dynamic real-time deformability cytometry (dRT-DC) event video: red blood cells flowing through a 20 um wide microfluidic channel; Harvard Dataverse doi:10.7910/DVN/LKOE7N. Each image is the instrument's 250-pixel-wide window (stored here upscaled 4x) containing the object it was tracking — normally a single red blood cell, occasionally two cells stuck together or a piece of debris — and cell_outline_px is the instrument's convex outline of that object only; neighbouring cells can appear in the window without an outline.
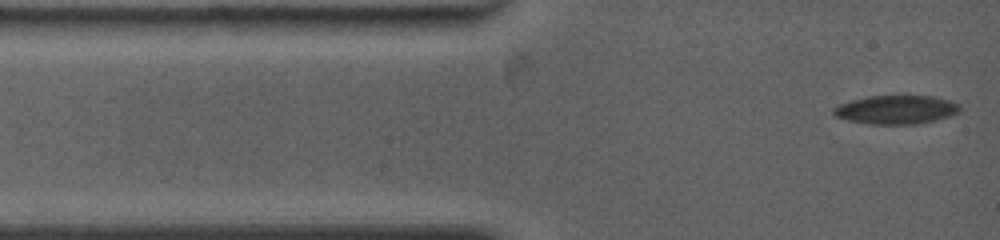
{"species": "common noctule bat (a hibernating species)", "species_latin": "Nyctalus noctula", "temperature_condition": "warm", "stored_images_in_passage": 4, "camera_frame_rate_fps": 4500, "um_per_image_px": 0.085, "animal": {"sex": "female", "body_mass_g": 19.0, "forearm_length_mm": 53.3}, "frame": {"image": 1, "passage_image": 1, "time_ms": 0.0, "image_size_px": [1000, 240], "cell_outline_px": [[960, 108], [956, 112], [948, 116], [936, 120], [916, 124], [872, 124], [848, 120], [836, 116], [832, 112], [832, 108], [840, 104], [852, 100], [868, 96], [932, 96], [948, 100], [960, 104]], "centroid_in_image_um": [76.15, 9.32], "position_along_channel_um": 8.9, "area_um2": 20.87}}
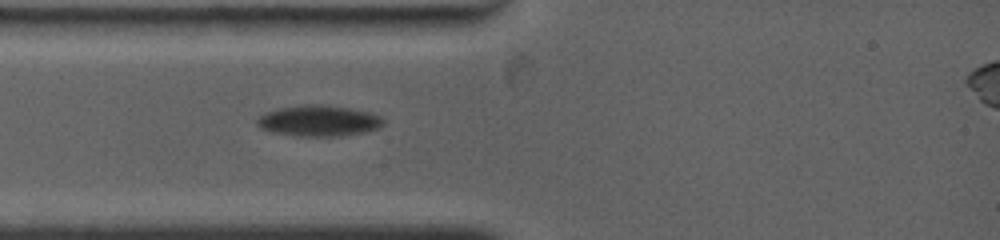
{"frame": {"image": 2, "passage_image": 4, "time_ms": 2.444, "image_size_px": [1000, 240], "cell_outline_px": [[384, 124], [380, 128], [364, 132], [340, 136], [296, 136], [272, 132], [260, 128], [256, 124], [256, 120], [260, 116], [276, 108], [296, 104], [328, 104], [352, 108], [372, 112], [380, 116], [384, 120]], "centroid_in_image_um": [27.11, 10.25], "position_along_channel_um": 57.9, "area_um2": 23.29}}